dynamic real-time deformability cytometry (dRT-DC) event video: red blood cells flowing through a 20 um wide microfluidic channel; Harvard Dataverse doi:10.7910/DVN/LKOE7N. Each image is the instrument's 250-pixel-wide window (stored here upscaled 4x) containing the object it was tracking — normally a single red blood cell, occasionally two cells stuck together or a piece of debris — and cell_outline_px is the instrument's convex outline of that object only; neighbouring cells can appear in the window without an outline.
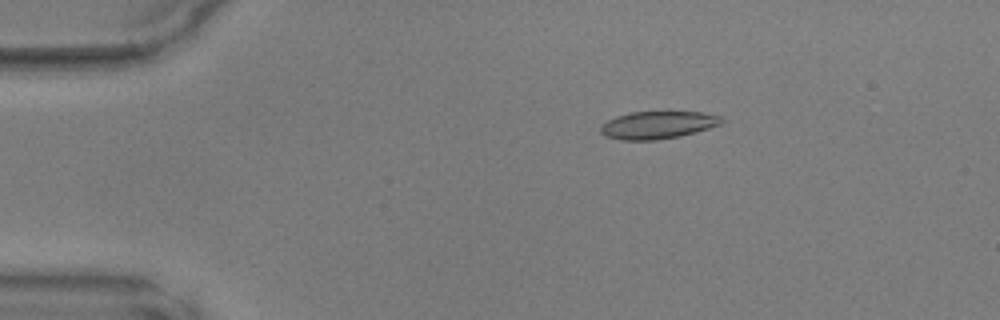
{"species": "common noctule bat (a hibernating species)", "species_latin": "Nyctalus noctula", "temperature_condition": "warm", "stored_images_in_passage": 48, "camera_frame_rate_fps": 3000, "um_per_image_px": 0.085, "animal": {"sex": "male", "body_mass_g": 17.9, "forearm_length_mm": 54.2}, "frame": {"image": 1, "passage_image": 9, "time_ms": 2.667, "image_size_px": [1000, 320], "cell_outline_px": [[724, 120], [720, 124], [696, 132], [680, 136], [656, 140], [620, 140], [604, 136], [600, 132], [600, 124], [616, 116], [632, 112], [704, 112], [720, 116]], "centroid_in_image_um": [55.87, 10.63], "position_along_channel_um": 29.1, "area_um2": 19.48}}
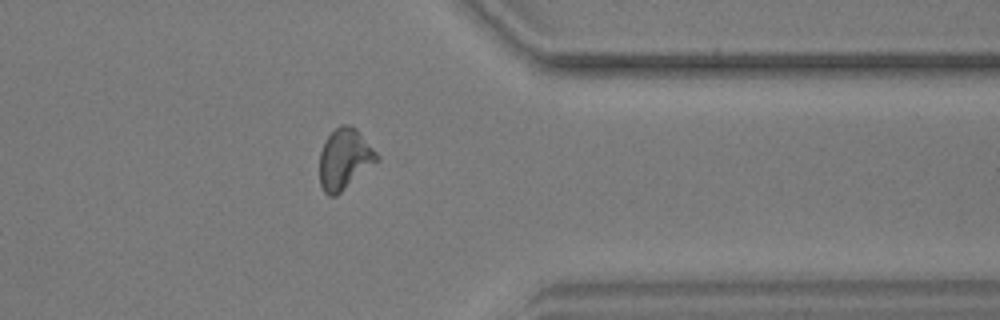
{"frame": {"image": 2, "passage_image": 39, "time_ms": 12.667, "image_size_px": [1000, 320], "cell_outline_px": [[380, 160], [336, 196], [328, 196], [324, 192], [320, 184], [320, 152], [328, 136], [340, 124], [348, 124], [356, 128], [360, 132], [380, 156]], "centroid_in_image_um": [29.31, 13.52], "position_along_channel_um": 382.1, "area_um2": 20.35}}
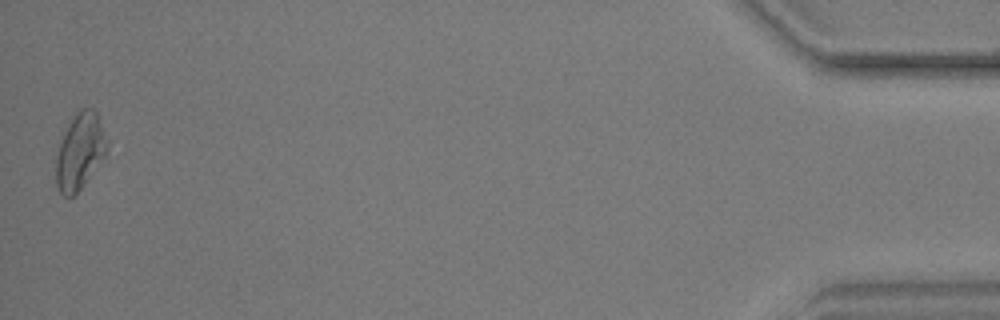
{"frame": {"image": 3, "passage_image": 48, "time_ms": 15.667, "image_size_px": [1000, 320], "cell_outline_px": [[108, 148], [104, 156], [84, 184], [72, 196], [64, 196], [60, 192], [56, 184], [56, 156], [64, 132], [76, 112], [80, 108], [92, 108], [96, 112], [108, 144]], "centroid_in_image_um": [6.78, 12.86], "position_along_channel_um": 428.4, "area_um2": 22.08}}